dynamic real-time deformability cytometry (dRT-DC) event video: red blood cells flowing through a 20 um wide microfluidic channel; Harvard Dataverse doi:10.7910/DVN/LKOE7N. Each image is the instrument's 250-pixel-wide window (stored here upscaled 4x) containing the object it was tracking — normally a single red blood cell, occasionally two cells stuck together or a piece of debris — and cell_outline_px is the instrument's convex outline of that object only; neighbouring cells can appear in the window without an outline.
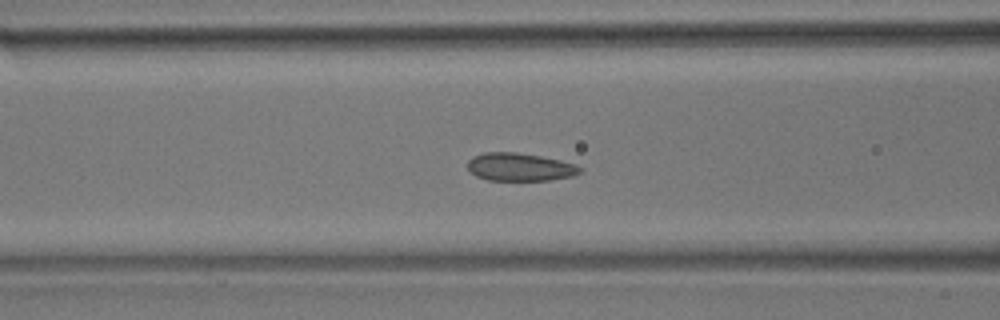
{"species": "common noctule bat (a hibernating species)", "species_latin": "Nyctalus noctula", "temperature_condition": "room temperature", "stored_images_in_passage": 38, "camera_frame_rate_fps": 3000, "um_per_image_px": 0.085, "animal": {"sex": "male", "body_mass_g": 17.9}, "frame": {"image": 1, "passage_image": 5, "time_ms": 1.333, "image_size_px": [1000, 320], "cell_outline_px": [[584, 168], [580, 172], [572, 176], [548, 180], [488, 180], [476, 176], [468, 168], [468, 160], [472, 156], [484, 152], [516, 152], [540, 156], [560, 160], [576, 164]], "centroid_in_image_um": [44.19, 14.19], "position_along_channel_um": 122.4, "area_um2": 18.32}}
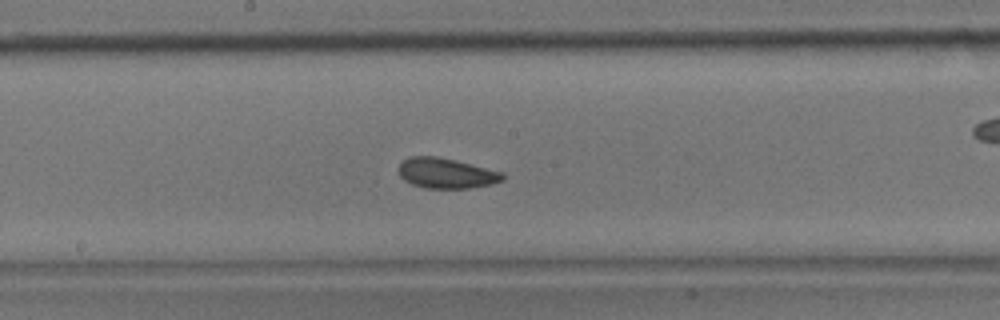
{"frame": {"image": 2, "passage_image": 12, "time_ms": 3.667, "image_size_px": [1000, 320], "cell_outline_px": [[504, 180], [492, 184], [472, 188], [424, 188], [412, 184], [404, 180], [400, 176], [396, 168], [404, 160], [412, 156], [436, 156], [504, 172]], "centroid_in_image_um": [37.92, 14.73], "position_along_channel_um": 210.3, "area_um2": 18.38}}
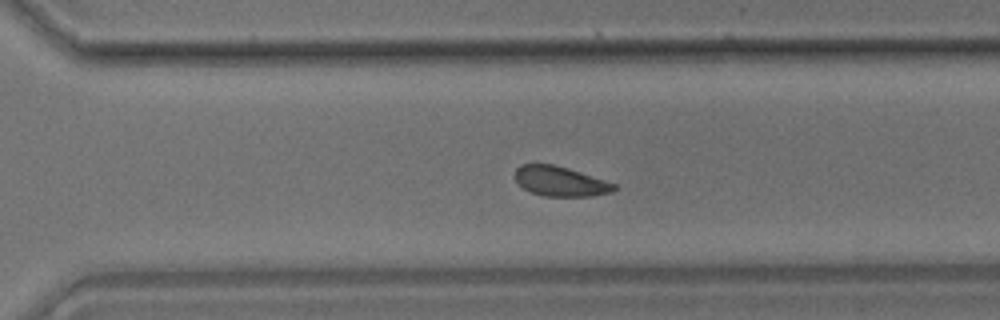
{"frame": {"image": 3, "passage_image": 21, "time_ms": 6.667, "image_size_px": [1000, 320], "cell_outline_px": [[616, 188], [612, 192], [592, 196], [544, 196], [532, 192], [524, 188], [516, 180], [516, 168], [520, 164], [552, 164], [568, 168], [616, 184]], "centroid_in_image_um": [47.63, 15.41], "position_along_channel_um": 323.0, "area_um2": 16.99}, "authors_computed_cell_mechanics": {"area_um2": 18.0625, "velocity_mm_per_s": 3.7661, "shape_relaxation_time_tau1_ms": 3.2533, "shape_relaxation_time_tau2_ms": 2.5651, "deformation_change_tau1": 0.0603, "deformation_change_tau2": 0.063}}